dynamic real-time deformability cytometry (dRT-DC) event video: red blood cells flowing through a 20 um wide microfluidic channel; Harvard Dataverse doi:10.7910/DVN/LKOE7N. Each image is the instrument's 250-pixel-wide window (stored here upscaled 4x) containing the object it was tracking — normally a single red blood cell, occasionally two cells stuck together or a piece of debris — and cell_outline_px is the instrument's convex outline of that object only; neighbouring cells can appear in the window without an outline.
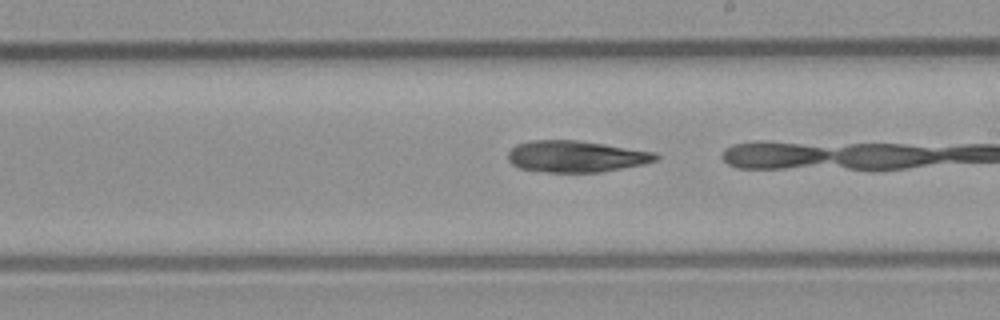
{"species": "common noctule bat (a hibernating species)", "species_latin": "Nyctalus noctula", "temperature_condition": "room temperature", "stored_images_in_passage": 18, "camera_frame_rate_fps": 3000, "um_per_image_px": 0.085, "animal": {"sex": "male", "body_mass_g": 23.1, "forearm_length_mm": 52.7}, "frame": {"image": 1, "passage_image": 13, "time_ms": 4.0, "image_size_px": [1000, 320], "cell_outline_px": [[660, 156], [656, 160], [644, 164], [600, 172], [548, 172], [520, 168], [512, 164], [508, 160], [508, 152], [516, 144], [528, 140], [580, 140], [656, 152]], "centroid_in_image_um": [48.96, 13.28], "position_along_channel_um": 240.0, "area_um2": 27.22}}
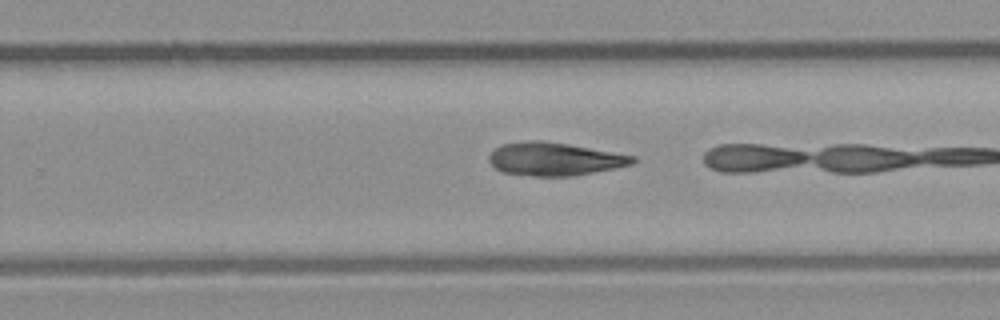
{"frame": {"image": 2, "passage_image": 16, "time_ms": 5.0, "image_size_px": [1000, 320], "cell_outline_px": [[636, 160], [632, 164], [572, 176], [532, 176], [500, 172], [488, 160], [488, 156], [500, 144], [532, 140], [540, 140], [568, 144], [636, 156]], "centroid_in_image_um": [47.09, 13.51], "position_along_channel_um": 282.7, "area_um2": 27.51}}